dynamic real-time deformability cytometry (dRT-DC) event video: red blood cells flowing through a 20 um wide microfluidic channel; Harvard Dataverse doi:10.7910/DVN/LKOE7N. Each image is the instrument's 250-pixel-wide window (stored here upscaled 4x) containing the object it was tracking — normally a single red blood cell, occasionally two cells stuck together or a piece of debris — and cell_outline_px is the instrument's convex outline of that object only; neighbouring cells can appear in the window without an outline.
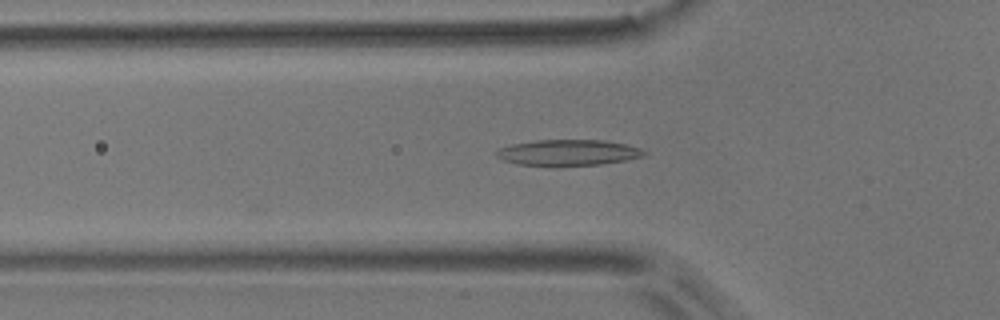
{"species": "common noctule bat (a hibernating species)", "species_latin": "Nyctalus noctula", "temperature_condition": "room temperature", "stored_images_in_passage": 35, "camera_frame_rate_fps": 3000, "um_per_image_px": 0.085, "animal": {"sex": "male", "body_mass_g": 17.9}, "frame": {"image": 1, "passage_image": 3, "time_ms": 0.667, "image_size_px": [1000, 320], "cell_outline_px": [[648, 152], [644, 156], [624, 160], [600, 164], [552, 168], [516, 164], [504, 160], [496, 156], [492, 152], [496, 148], [512, 144], [536, 140], [604, 140], [624, 144], [640, 148]], "centroid_in_image_um": [48.2, 13.0], "position_along_channel_um": 77.6, "area_um2": 23.06}}
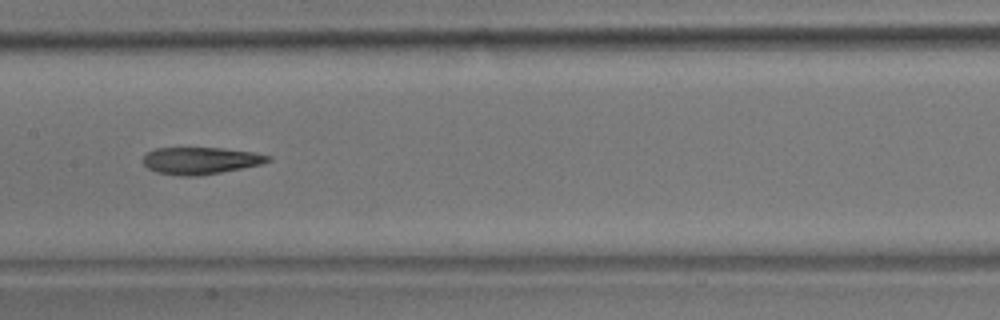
{"frame": {"image": 2, "passage_image": 12, "time_ms": 3.667, "image_size_px": [1000, 320], "cell_outline_px": [[272, 160], [260, 164], [220, 172], [196, 176], [176, 176], [156, 172], [148, 168], [144, 164], [144, 156], [148, 152], [156, 148], [220, 148], [252, 152], [272, 156]], "centroid_in_image_um": [17.03, 13.65], "position_along_channel_um": 190.4, "area_um2": 19.48}}
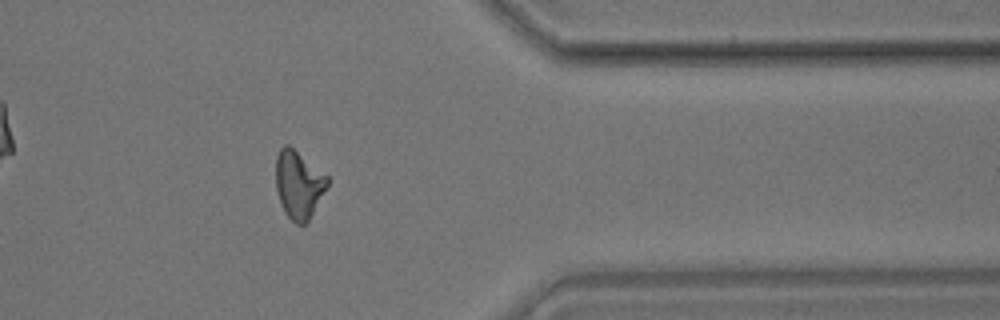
{"frame": {"image": 3, "passage_image": 29, "time_ms": 9.333, "image_size_px": [1000, 320], "cell_outline_px": [[328, 184], [308, 220], [304, 224], [296, 224], [284, 212], [276, 188], [276, 156], [280, 148], [284, 144], [288, 144], [328, 176]], "centroid_in_image_um": [25.36, 15.65], "position_along_channel_um": 386.0, "area_um2": 20.0}, "authors_computed_cell_mechanics": {"area_um2": 20.1144, "velocity_mm_per_s": 3.7201, "shape_relaxation_time_tau1_ms": null, "shape_relaxation_time_tau2_ms": 3.6607, "deformation_change_tau1": null, "deformation_change_tau2": 0.1304}}